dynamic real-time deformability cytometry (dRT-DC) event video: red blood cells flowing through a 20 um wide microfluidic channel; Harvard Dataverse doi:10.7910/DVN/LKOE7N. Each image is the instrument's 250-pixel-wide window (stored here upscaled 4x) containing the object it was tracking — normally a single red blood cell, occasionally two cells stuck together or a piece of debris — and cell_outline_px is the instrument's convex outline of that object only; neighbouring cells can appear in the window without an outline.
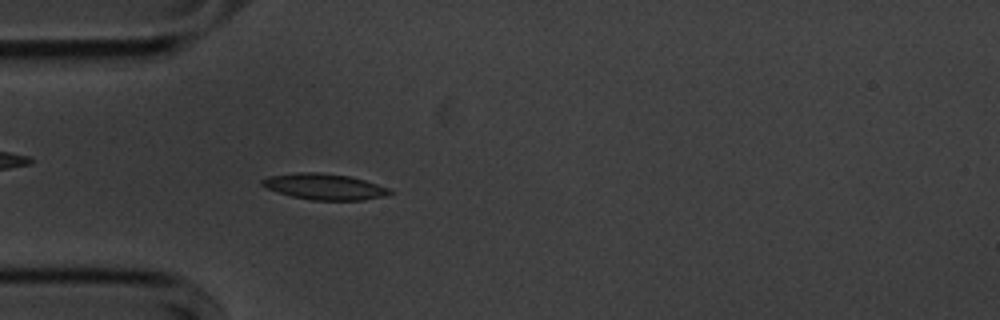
{"species": "common noctule bat (a hibernating species)", "species_latin": "Nyctalus noctula", "temperature_condition": "cold", "stored_images_in_passage": 54, "camera_frame_rate_fps": 3000, "um_per_image_px": 0.085, "animal": {"sex": "male", "body_mass_g": 20.1, "forearm_length_mm": 53.5}, "frame": {"image": 1, "passage_image": 15, "time_ms": 4.667, "image_size_px": [1000, 320], "cell_outline_px": [[396, 192], [384, 196], [364, 200], [312, 200], [292, 196], [268, 188], [260, 184], [260, 180], [268, 176], [300, 172], [320, 172], [348, 176], [364, 180], [388, 188]], "centroid_in_image_um": [27.59, 15.86], "position_along_channel_um": 57.4, "area_um2": 19.19}}
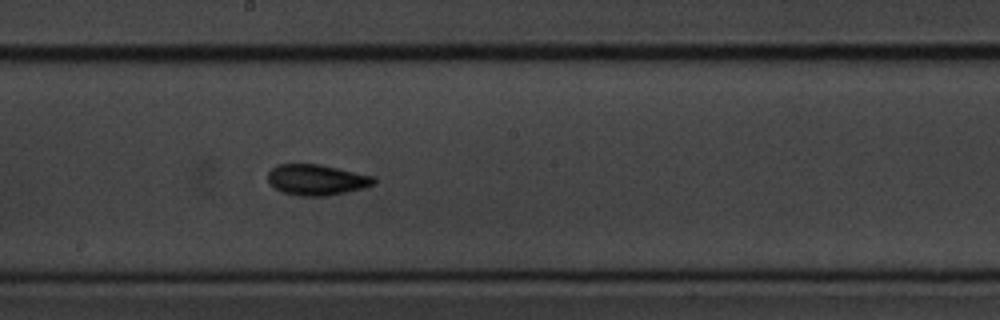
{"frame": {"image": 2, "passage_image": 29, "time_ms": 9.333, "image_size_px": [1000, 320], "cell_outline_px": [[376, 180], [372, 184], [364, 188], [328, 196], [300, 196], [284, 192], [276, 188], [268, 180], [268, 172], [272, 168], [280, 164], [320, 164], [372, 176]], "centroid_in_image_um": [26.91, 15.28], "position_along_channel_um": 221.3, "area_um2": 18.73}}
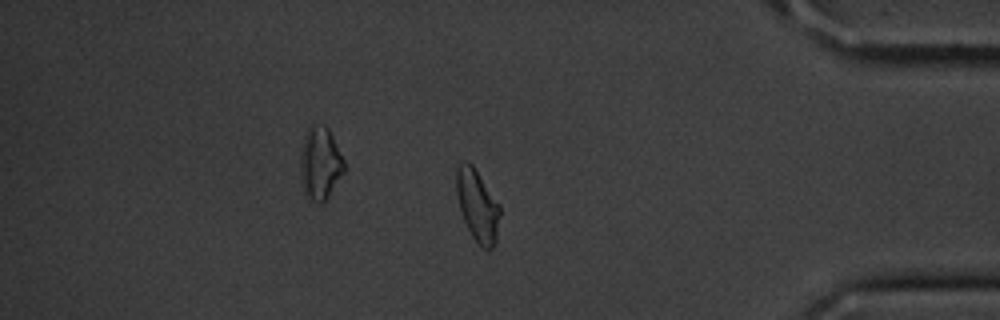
{"frame": {"image": 3, "passage_image": 46, "time_ms": 15.0, "image_size_px": [1000, 320], "cell_outline_px": [[500, 216], [496, 240], [492, 248], [488, 252], [472, 236], [464, 220], [460, 208], [456, 192], [456, 168], [464, 160], [468, 160], [472, 164], [500, 204]], "centroid_in_image_um": [40.59, 17.44], "position_along_channel_um": 394.6, "area_um2": 18.21}, "authors_computed_cell_mechanics": {"area_um2": 18.1203, "velocity_mm_per_s": 3.5802, "shape_relaxation_time_tau1_ms": 2.5325, "shape_relaxation_time_tau2_ms": 3.1915, "deformation_change_tau1": 0.1164, "deformation_change_tau2": 0.0807}}